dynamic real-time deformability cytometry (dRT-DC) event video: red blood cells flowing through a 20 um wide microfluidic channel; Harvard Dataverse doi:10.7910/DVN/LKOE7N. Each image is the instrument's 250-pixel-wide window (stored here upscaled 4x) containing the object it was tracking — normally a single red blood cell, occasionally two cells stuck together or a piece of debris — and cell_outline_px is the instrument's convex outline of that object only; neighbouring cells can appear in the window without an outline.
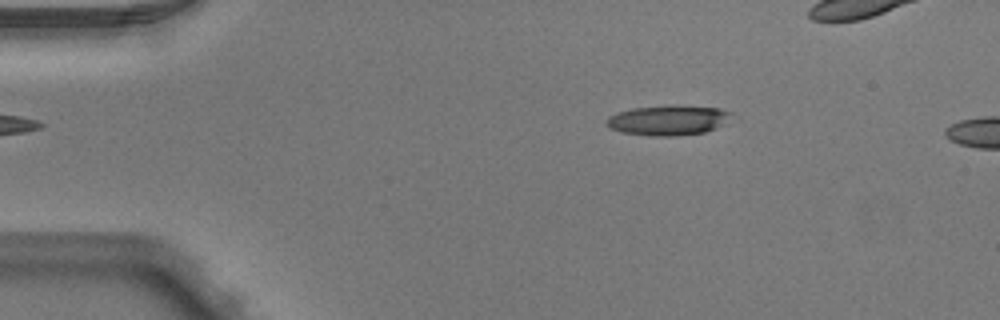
{"species": "Egyptian fruit bat (a non-hibernating species)", "species_latin": "Rousettus aegyptiacus", "temperature_condition": "warm", "stored_images_in_passage": 5, "camera_frame_rate_fps": 3000, "um_per_image_px": 0.085, "animal": {"sex": "male"}, "frame": {"image": 1, "passage_image": 2, "time_ms": 0.333, "image_size_px": [1000, 320], "cell_outline_px": [[732, 112], [716, 128], [704, 132], [676, 136], [652, 136], [624, 132], [608, 128], [604, 124], [608, 116], [616, 112], [632, 108], [668, 104], [680, 104], [720, 108]], "centroid_in_image_um": [56.71, 10.19], "position_along_channel_um": 28.3, "area_um2": 22.08}}